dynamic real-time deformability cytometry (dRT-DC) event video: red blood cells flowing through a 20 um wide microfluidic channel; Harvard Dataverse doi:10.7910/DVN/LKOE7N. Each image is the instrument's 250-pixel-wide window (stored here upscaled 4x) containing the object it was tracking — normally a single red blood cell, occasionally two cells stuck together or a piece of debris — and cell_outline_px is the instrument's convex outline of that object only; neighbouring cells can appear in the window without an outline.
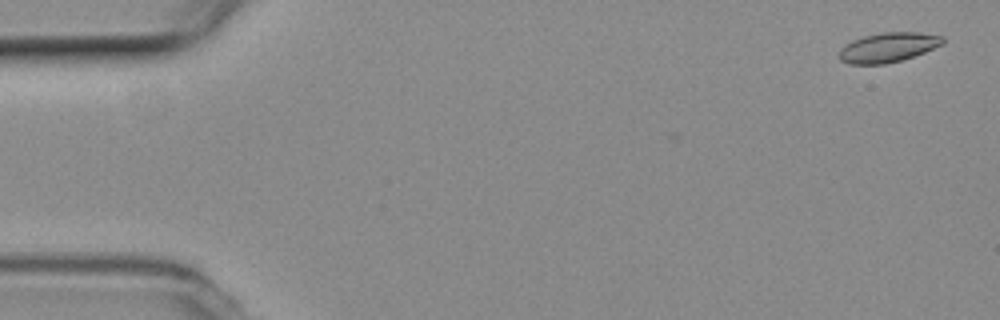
{"species": "common noctule bat (a hibernating species)", "species_latin": "Nyctalus noctula", "temperature_condition": "room temperature", "stored_images_in_passage": 55, "camera_frame_rate_fps": 3000, "um_per_image_px": 0.085, "animal": {"sex": "female", "body_mass_g": 19.3, "forearm_length_mm": 54.1}, "frame": {"image": 1, "passage_image": 2, "time_ms": 0.333, "image_size_px": [1000, 320], "cell_outline_px": [[944, 44], [904, 60], [884, 64], [852, 64], [840, 60], [836, 56], [840, 48], [844, 44], [852, 40], [864, 36], [880, 32], [920, 32], [944, 36]], "centroid_in_image_um": [75.47, 4.02], "position_along_channel_um": 9.5, "area_um2": 18.21}}
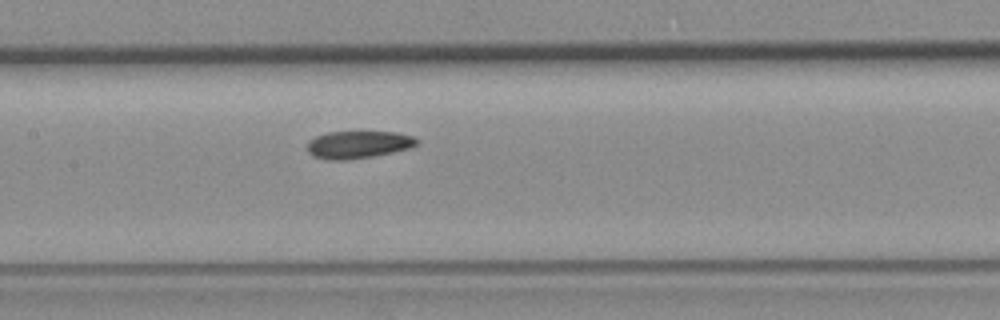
{"frame": {"image": 2, "passage_image": 26, "time_ms": 8.333, "image_size_px": [1000, 320], "cell_outline_px": [[420, 140], [416, 144], [408, 148], [392, 152], [372, 156], [348, 160], [328, 160], [312, 156], [308, 152], [308, 140], [316, 136], [328, 132], [396, 132], [412, 136]], "centroid_in_image_um": [30.41, 12.29], "position_along_channel_um": 177.0, "area_um2": 17.46}}
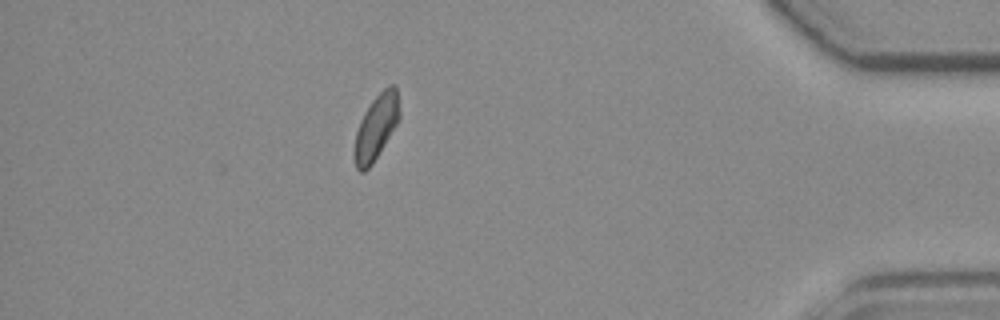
{"frame": {"image": 3, "passage_image": 48, "time_ms": 15.667, "image_size_px": [1000, 320], "cell_outline_px": [[400, 120], [372, 164], [364, 172], [360, 172], [356, 168], [352, 152], [356, 132], [360, 120], [364, 112], [372, 100], [388, 84], [396, 84], [400, 112]], "centroid_in_image_um": [31.97, 10.81], "position_along_channel_um": 403.2, "area_um2": 17.4}}